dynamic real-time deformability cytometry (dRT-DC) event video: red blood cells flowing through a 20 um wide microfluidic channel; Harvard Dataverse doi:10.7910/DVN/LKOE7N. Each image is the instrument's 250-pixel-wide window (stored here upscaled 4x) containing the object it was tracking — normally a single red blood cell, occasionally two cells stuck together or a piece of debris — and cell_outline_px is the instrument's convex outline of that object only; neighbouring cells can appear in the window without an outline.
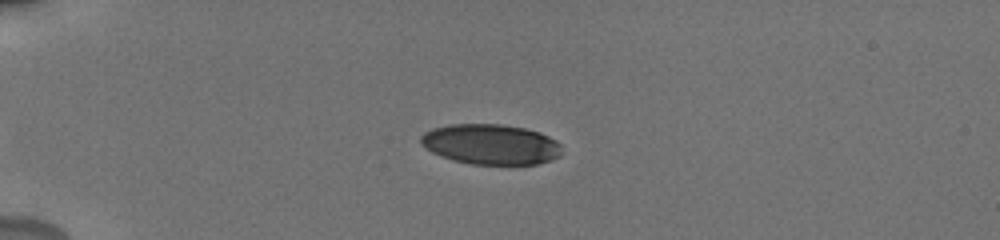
{"species": "human", "species_latin": "Homo sapiens", "temperature_condition": "cold", "stored_images_in_passage": 5, "camera_frame_rate_fps": 3000, "um_per_image_px": 0.085, "donor": {"sex": "male"}, "frame": {"image": 1, "passage_image": 1, "time_ms": 0.0, "image_size_px": [1000, 240], "cell_outline_px": [[560, 156], [552, 160], [536, 164], [472, 164], [452, 160], [432, 152], [420, 144], [420, 136], [424, 132], [432, 128], [452, 124], [500, 124], [524, 128], [540, 132], [556, 140], [560, 144]], "centroid_in_image_um": [41.7, 12.26], "position_along_channel_um": 43.3, "area_um2": 33.18}}
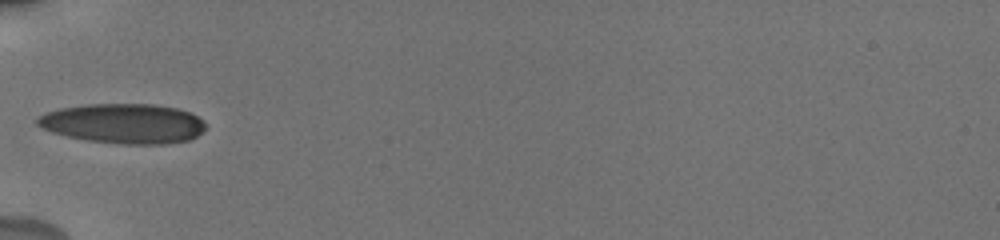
{"frame": {"image": 2, "passage_image": 3, "time_ms": 2.0, "image_size_px": [1000, 240], "cell_outline_px": [[208, 128], [196, 136], [188, 140], [164, 144], [120, 144], [88, 140], [68, 136], [52, 132], [36, 124], [36, 120], [44, 112], [60, 108], [84, 104], [152, 104], [176, 108], [192, 112], [204, 120]], "centroid_in_image_um": [10.54, 10.49], "position_along_channel_um": 74.5, "area_um2": 39.25}}